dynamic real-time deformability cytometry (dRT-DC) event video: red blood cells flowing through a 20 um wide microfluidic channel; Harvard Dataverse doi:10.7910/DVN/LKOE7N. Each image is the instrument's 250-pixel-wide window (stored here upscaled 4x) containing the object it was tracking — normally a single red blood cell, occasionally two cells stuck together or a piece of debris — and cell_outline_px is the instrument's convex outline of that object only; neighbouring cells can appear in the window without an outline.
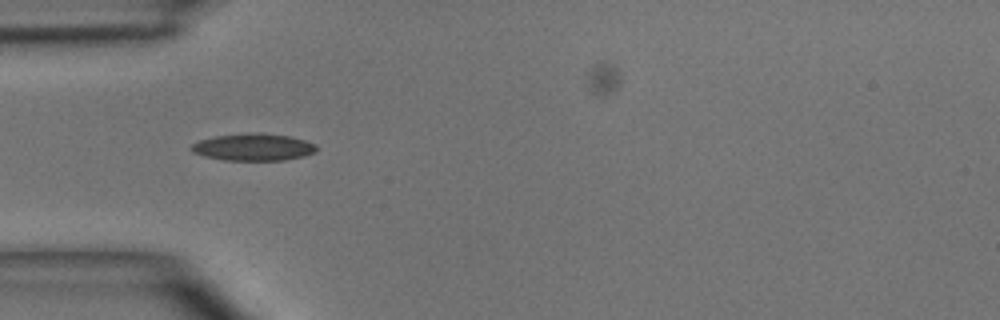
{"species": "common noctule bat (a hibernating species)", "species_latin": "Nyctalus noctula", "temperature_condition": "room temperature", "stored_images_in_passage": 4, "camera_frame_rate_fps": 3000, "um_per_image_px": 0.085, "animal": {"sex": "male", "body_mass_g": 15.6}, "frame": {"image": 1, "passage_image": 1, "time_ms": 0.0, "image_size_px": [1000, 320], "cell_outline_px": [[316, 152], [304, 156], [284, 160], [224, 160], [204, 156], [192, 152], [188, 148], [192, 144], [200, 140], [216, 136], [248, 132], [260, 132], [288, 136], [304, 140], [316, 144]], "centroid_in_image_um": [21.52, 12.5], "position_along_channel_um": 63.5, "area_um2": 19.88}}